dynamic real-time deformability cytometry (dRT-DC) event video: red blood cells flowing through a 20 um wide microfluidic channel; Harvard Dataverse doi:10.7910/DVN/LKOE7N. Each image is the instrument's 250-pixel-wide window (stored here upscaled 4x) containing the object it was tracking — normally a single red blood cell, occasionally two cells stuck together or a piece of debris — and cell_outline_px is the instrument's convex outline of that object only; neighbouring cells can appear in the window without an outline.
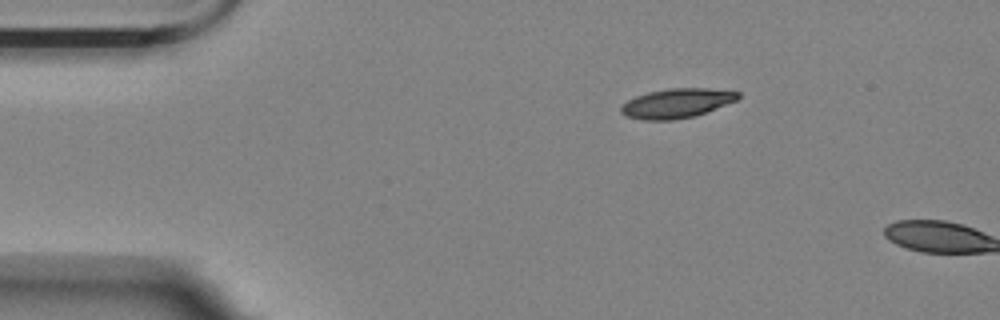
{"species": "Egyptian fruit bat (a non-hibernating species)", "species_latin": "Rousettus aegyptiacus", "temperature_condition": "room temperature", "stored_images_in_passage": 3, "camera_frame_rate_fps": 3000, "um_per_image_px": 0.085, "animal": {"sex": "female"}, "frame": {"image": 1, "passage_image": 1, "time_ms": 0.0, "image_size_px": [1000, 320], "cell_outline_px": [[740, 96], [736, 100], [704, 112], [692, 116], [672, 120], [644, 120], [628, 116], [620, 112], [620, 108], [628, 100], [636, 96], [648, 92], [668, 88], [708, 88], [740, 92]], "centroid_in_image_um": [57.5, 8.76], "position_along_channel_um": 27.5, "area_um2": 19.71}}